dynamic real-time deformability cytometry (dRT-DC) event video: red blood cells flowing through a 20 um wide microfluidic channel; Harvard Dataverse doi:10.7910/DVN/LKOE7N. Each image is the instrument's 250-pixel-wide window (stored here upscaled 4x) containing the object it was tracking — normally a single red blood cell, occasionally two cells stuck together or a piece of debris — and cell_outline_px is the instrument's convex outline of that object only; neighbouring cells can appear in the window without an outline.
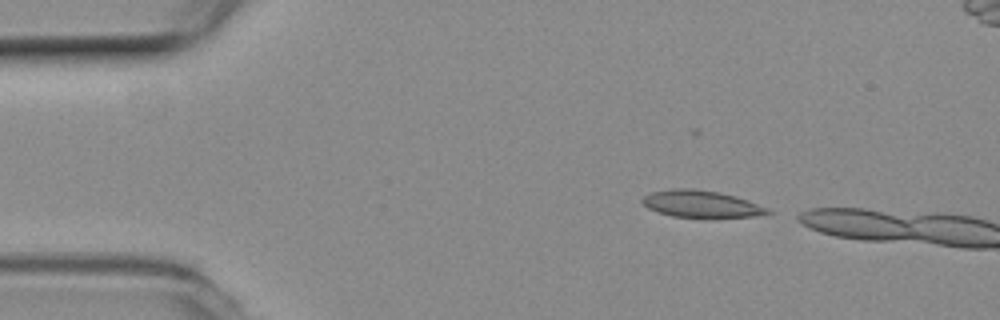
{"species": "common noctule bat (a hibernating species)", "species_latin": "Nyctalus noctula", "temperature_condition": "room temperature", "stored_images_in_passage": 4, "camera_frame_rate_fps": 3000, "um_per_image_px": 0.085, "animal": {"sex": "female", "body_mass_g": 19.3, "forearm_length_mm": 54.1}, "frame": {"image": 1, "passage_image": 1, "time_ms": 0.0, "image_size_px": [1000, 320], "cell_outline_px": [[772, 212], [756, 216], [672, 216], [648, 208], [640, 200], [644, 196], [652, 192], [672, 188], [692, 188], [720, 192], [736, 196], [748, 200]], "centroid_in_image_um": [59.54, 17.3], "position_along_channel_um": 25.5, "area_um2": 19.07}}